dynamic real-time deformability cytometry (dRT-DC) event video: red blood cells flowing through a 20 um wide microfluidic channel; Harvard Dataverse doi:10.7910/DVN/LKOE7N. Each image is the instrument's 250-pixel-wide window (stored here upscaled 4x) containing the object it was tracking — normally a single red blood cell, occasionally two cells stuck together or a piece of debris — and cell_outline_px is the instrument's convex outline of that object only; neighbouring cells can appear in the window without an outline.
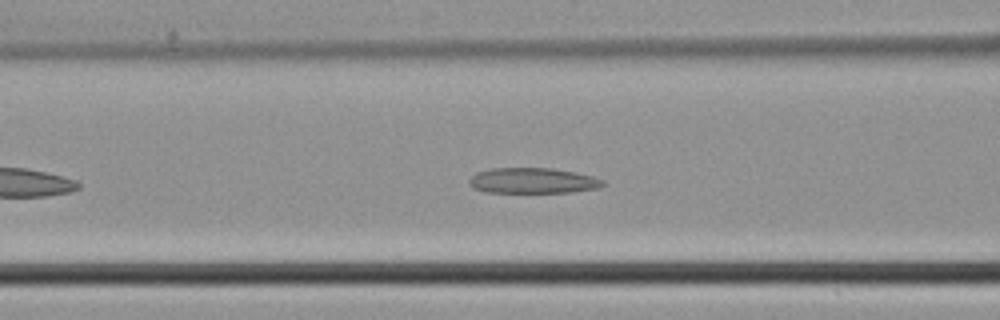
{"species": "common noctule bat (a hibernating species)", "species_latin": "Nyctalus noctula", "temperature_condition": "cold", "stored_images_in_passage": 26, "camera_frame_rate_fps": 3000, "um_per_image_px": 0.085, "animal": {"sex": "male", "body_mass_g": 21.5, "forearm_length_mm": 52.0}, "frame": {"image": 1, "passage_image": 6, "time_ms": 1.667, "image_size_px": [1000, 320], "cell_outline_px": [[608, 184], [600, 188], [572, 192], [484, 192], [472, 188], [468, 184], [468, 180], [476, 172], [492, 168], [552, 168], [576, 172], [592, 176], [604, 180]], "centroid_in_image_um": [45.31, 15.36], "position_along_channel_um": 121.3, "area_um2": 20.17}}
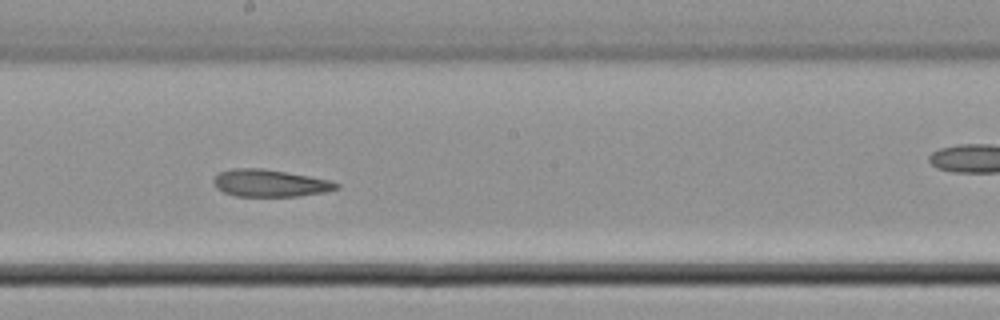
{"frame": {"image": 2, "passage_image": 13, "time_ms": 4.0, "image_size_px": [1000, 320], "cell_outline_px": [[340, 188], [324, 192], [300, 196], [236, 196], [224, 192], [216, 188], [212, 180], [220, 172], [232, 168], [260, 168], [308, 176], [328, 180], [340, 184]], "centroid_in_image_um": [22.93, 15.57], "position_along_channel_um": 225.3, "area_um2": 19.31}}
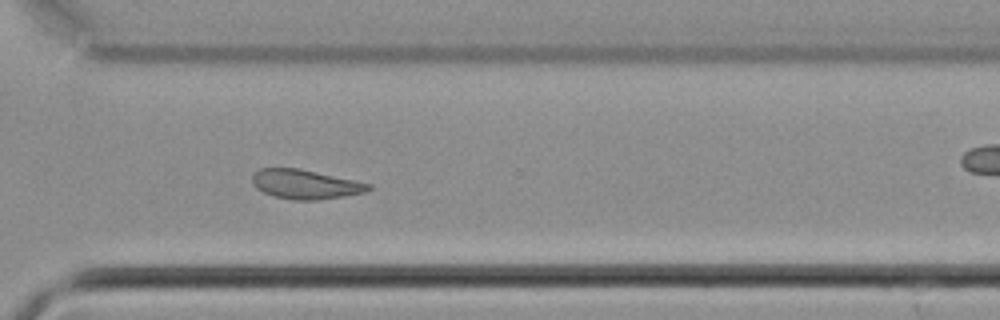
{"frame": {"image": 3, "passage_image": 21, "time_ms": 6.667, "image_size_px": [1000, 320], "cell_outline_px": [[372, 188], [364, 192], [344, 196], [320, 200], [292, 200], [272, 196], [256, 188], [252, 184], [252, 176], [260, 168], [300, 168], [372, 184]], "centroid_in_image_um": [25.94, 15.67], "position_along_channel_um": 344.7, "area_um2": 19.94}}